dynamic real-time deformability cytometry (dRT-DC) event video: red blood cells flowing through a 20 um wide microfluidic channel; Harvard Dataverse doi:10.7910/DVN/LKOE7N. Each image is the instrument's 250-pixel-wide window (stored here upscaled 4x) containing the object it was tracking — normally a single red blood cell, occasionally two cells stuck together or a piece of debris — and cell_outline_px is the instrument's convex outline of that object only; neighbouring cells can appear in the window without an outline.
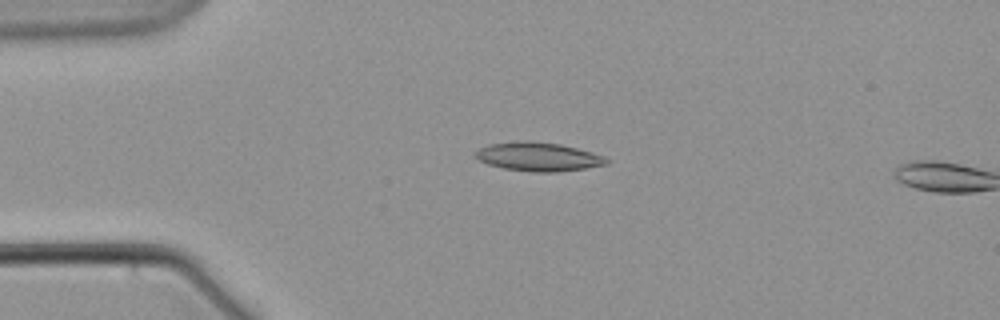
{"species": "common noctule bat (a hibernating species)", "species_latin": "Nyctalus noctula", "temperature_condition": "warm", "stored_images_in_passage": 5, "camera_frame_rate_fps": 3000, "um_per_image_px": 0.085, "animal": {"sex": "male", "body_mass_g": 21.5, "forearm_length_mm": 52.0}, "frame": {"image": 1, "passage_image": 4, "time_ms": 3.667, "image_size_px": [1000, 320], "cell_outline_px": [[608, 164], [584, 168], [556, 172], [532, 172], [504, 168], [488, 164], [472, 156], [472, 152], [476, 148], [488, 144], [520, 140], [532, 140], [560, 144], [592, 152], [604, 156], [608, 160]], "centroid_in_image_um": [45.67, 13.3], "position_along_channel_um": 39.3, "area_um2": 22.25}}